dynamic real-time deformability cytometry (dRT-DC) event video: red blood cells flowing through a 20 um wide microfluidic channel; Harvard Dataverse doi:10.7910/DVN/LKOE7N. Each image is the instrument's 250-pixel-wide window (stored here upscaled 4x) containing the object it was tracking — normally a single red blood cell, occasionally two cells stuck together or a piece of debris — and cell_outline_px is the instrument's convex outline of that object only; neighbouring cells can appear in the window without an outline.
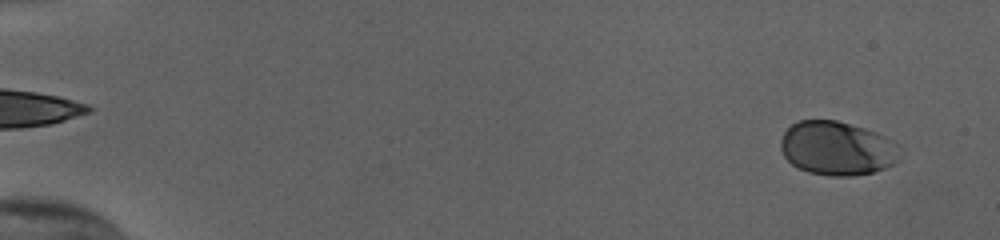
{"species": "human", "species_latin": "Homo sapiens", "temperature_condition": "cold", "stored_images_in_passage": 54, "camera_frame_rate_fps": 3000, "um_per_image_px": 0.085, "donor": {"sex": "female"}, "frame": {"image": 1, "passage_image": 3, "time_ms": 0.667, "image_size_px": [1000, 240], "cell_outline_px": [[900, 160], [884, 168], [872, 172], [852, 176], [832, 176], [808, 172], [792, 164], [784, 156], [780, 148], [780, 140], [784, 132], [796, 120], [836, 120], [864, 128], [876, 132], [892, 140], [896, 144]], "centroid_in_image_um": [71.13, 12.6], "position_along_channel_um": 13.9, "area_um2": 37.4}}
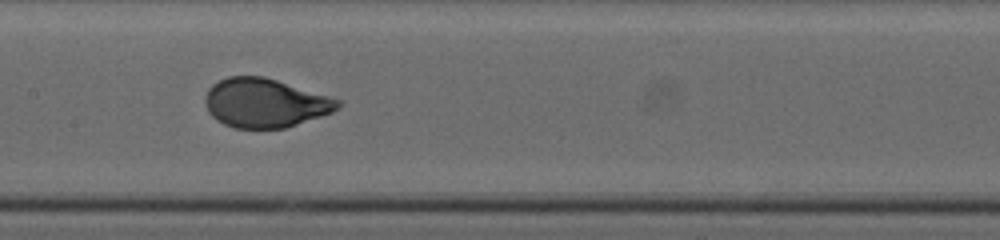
{"frame": {"image": 2, "passage_image": 29, "time_ms": 9.333, "image_size_px": [1000, 240], "cell_outline_px": [[340, 108], [332, 112], [284, 128], [236, 128], [224, 124], [216, 120], [208, 112], [204, 100], [204, 96], [208, 88], [212, 84], [228, 76], [264, 76], [328, 96], [340, 100]], "centroid_in_image_um": [22.48, 8.74], "position_along_channel_um": 184.9, "area_um2": 37.69}}
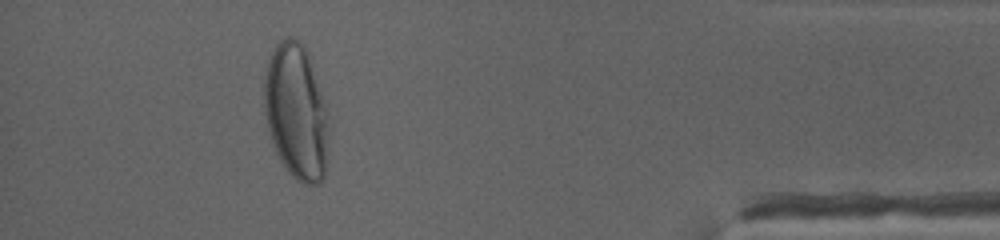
{"frame": {"image": 3, "passage_image": 50, "time_ms": 16.333, "image_size_px": [1000, 240], "cell_outline_px": [[328, 152], [324, 176], [320, 184], [304, 184], [296, 180], [288, 172], [276, 156], [268, 128], [264, 112], [264, 76], [268, 60], [276, 44], [284, 36], [292, 36], [300, 40], [304, 44], [328, 108]], "centroid_in_image_um": [25.18, 9.51], "position_along_channel_um": 410.0, "area_um2": 51.85}, "authors_computed_cell_mechanics": {"area_um2": 37.9457, "velocity_mm_per_s": 3.8089, "shape_relaxation_time_tau1_ms": 3.4908, "shape_relaxation_time_tau2_ms": null, "deformation_change_tau1": 0.173, "deformation_change_tau2": null}}